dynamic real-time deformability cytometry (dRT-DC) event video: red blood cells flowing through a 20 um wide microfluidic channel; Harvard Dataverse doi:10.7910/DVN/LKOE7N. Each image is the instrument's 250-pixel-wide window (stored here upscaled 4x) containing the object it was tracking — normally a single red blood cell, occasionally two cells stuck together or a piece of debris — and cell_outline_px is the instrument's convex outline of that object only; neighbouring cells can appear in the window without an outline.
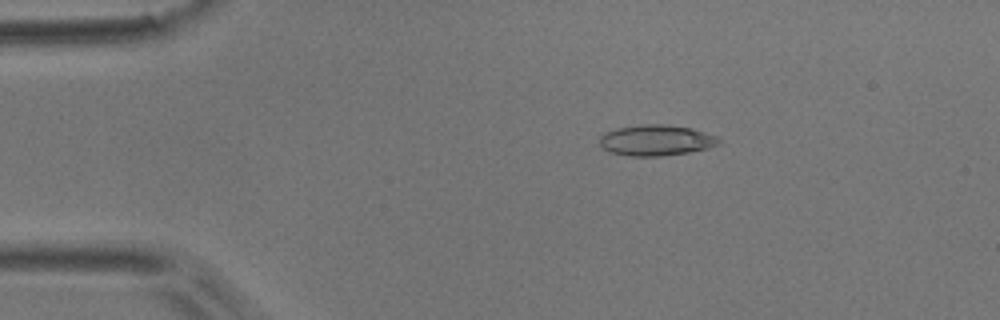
{"species": "common noctule bat (a hibernating species)", "species_latin": "Nyctalus noctula", "temperature_condition": "room temperature", "stored_images_in_passage": 47, "camera_frame_rate_fps": 3000, "um_per_image_px": 0.085, "animal": {"sex": "male", "body_mass_g": 17.9}, "frame": {"image": 1, "passage_image": 3, "time_ms": 0.667, "image_size_px": [1000, 320], "cell_outline_px": [[724, 140], [720, 144], [708, 148], [688, 152], [660, 156], [628, 156], [608, 152], [600, 144], [600, 136], [604, 132], [616, 128], [640, 124], [664, 124], [692, 128], [720, 136]], "centroid_in_image_um": [55.81, 11.91], "position_along_channel_um": 29.2, "area_um2": 21.79}}
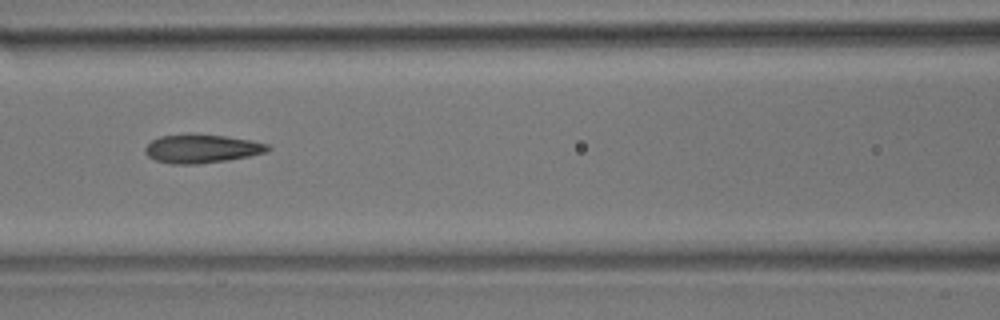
{"frame": {"image": 2, "passage_image": 17, "time_ms": 5.333, "image_size_px": [1000, 320], "cell_outline_px": [[272, 148], [264, 152], [248, 156], [228, 160], [196, 164], [172, 164], [156, 160], [148, 156], [144, 152], [144, 148], [152, 140], [160, 136], [224, 136], [252, 140], [268, 144]], "centroid_in_image_um": [17.15, 12.67], "position_along_channel_um": 149.4, "area_um2": 19.77}}
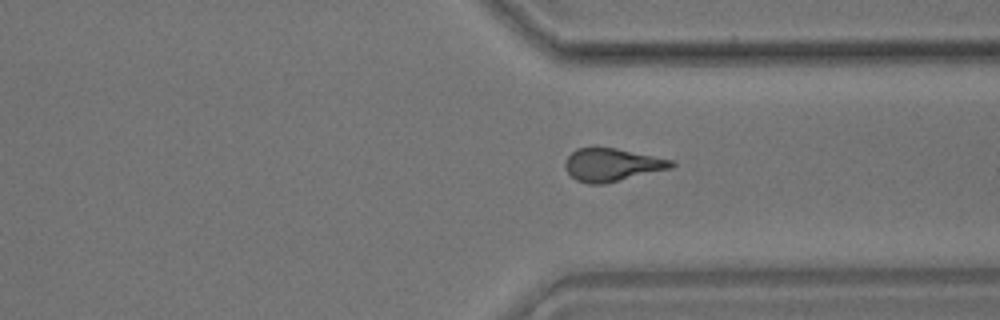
{"frame": {"image": 3, "passage_image": 34, "time_ms": 11.0, "image_size_px": [1000, 320], "cell_outline_px": [[676, 164], [672, 168], [604, 184], [588, 184], [576, 180], [564, 168], [564, 164], [568, 156], [576, 148], [616, 148], [672, 160]], "centroid_in_image_um": [52.01, 14.02], "position_along_channel_um": 359.4, "area_um2": 20.23}, "authors_computed_cell_mechanics": {"area_um2": 20.2878, "velocity_mm_per_s": 3.7128, "shape_relaxation_time_tau1_ms": 7.6593, "shape_relaxation_time_tau2_ms": 2.1688, "deformation_change_tau1": 0.1928, "deformation_change_tau2": 0.117}}